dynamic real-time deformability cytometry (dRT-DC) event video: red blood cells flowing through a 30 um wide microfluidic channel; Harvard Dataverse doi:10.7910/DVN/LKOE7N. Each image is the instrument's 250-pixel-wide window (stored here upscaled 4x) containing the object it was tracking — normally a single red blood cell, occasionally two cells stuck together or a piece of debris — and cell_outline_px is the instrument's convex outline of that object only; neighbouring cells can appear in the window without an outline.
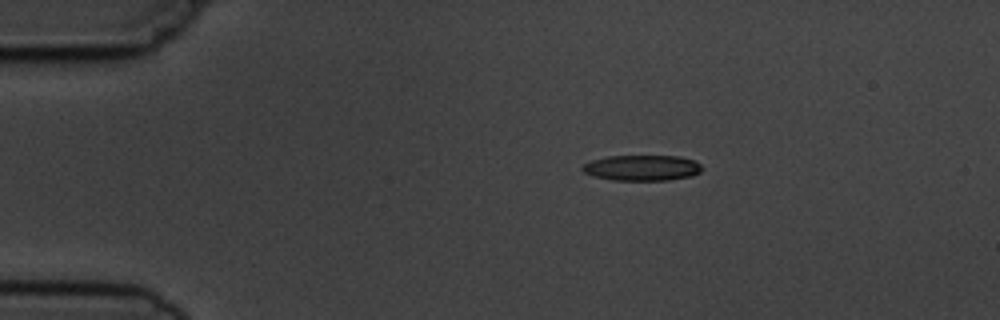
{"species": "common noctule bat (a hibernating species)", "species_latin": "Nyctalus noctula", "temperature_condition": "cold", "stored_images_in_passage": 3, "camera_frame_rate_fps": 3000, "um_per_image_px": 0.085, "animal": {"sex": "male", "body_mass_g": 19.5, "forearm_length_mm": 54.6}, "frame": {"image": 1, "passage_image": 1, "time_ms": 0.0, "image_size_px": [1000, 320], "cell_outline_px": [[704, 168], [700, 172], [692, 176], [668, 180], [612, 180], [592, 176], [584, 172], [580, 168], [584, 164], [592, 160], [608, 156], [680, 156], [696, 160]], "centroid_in_image_um": [54.6, 14.26], "position_along_channel_um": 30.4, "area_um2": 18.03}}